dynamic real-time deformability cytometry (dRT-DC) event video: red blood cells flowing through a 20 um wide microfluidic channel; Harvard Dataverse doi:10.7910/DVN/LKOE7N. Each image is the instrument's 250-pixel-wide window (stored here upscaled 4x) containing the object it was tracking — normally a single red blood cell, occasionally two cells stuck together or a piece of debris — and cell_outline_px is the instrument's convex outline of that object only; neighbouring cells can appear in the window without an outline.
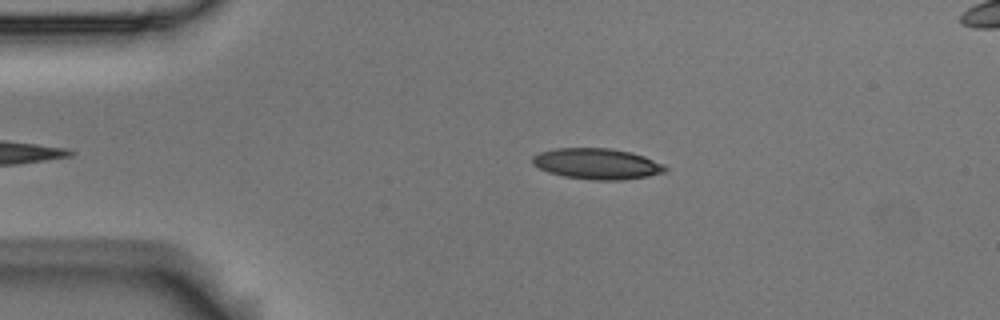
{"species": "Egyptian fruit bat (a non-hibernating species)", "species_latin": "Rousettus aegyptiacus", "temperature_condition": "room temperature", "stored_images_in_passage": 41, "camera_frame_rate_fps": 3000, "um_per_image_px": 0.085, "animal": {"sex": "male"}, "frame": {"image": 1, "passage_image": 4, "time_ms": 1.0, "image_size_px": [1000, 320], "cell_outline_px": [[668, 168], [664, 172], [648, 176], [620, 180], [596, 180], [564, 176], [548, 172], [532, 164], [532, 156], [540, 152], [556, 148], [608, 148], [632, 152], [644, 156], [664, 164]], "centroid_in_image_um": [50.75, 13.91], "position_along_channel_um": 34.3, "area_um2": 23.81}}
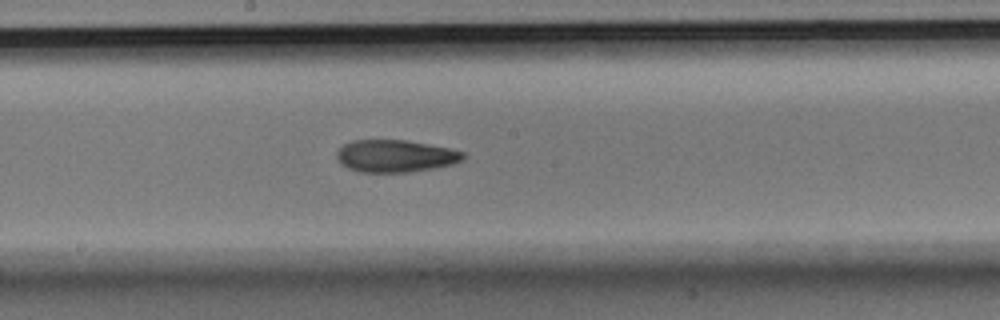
{"frame": {"image": 2, "passage_image": 22, "time_ms": 7.0, "image_size_px": [1000, 320], "cell_outline_px": [[464, 156], [460, 160], [452, 164], [432, 168], [408, 172], [360, 172], [348, 168], [340, 164], [336, 156], [336, 152], [344, 144], [352, 140], [404, 140], [448, 148], [464, 152]], "centroid_in_image_um": [33.54, 13.26], "position_along_channel_um": 214.7, "area_um2": 23.52}}
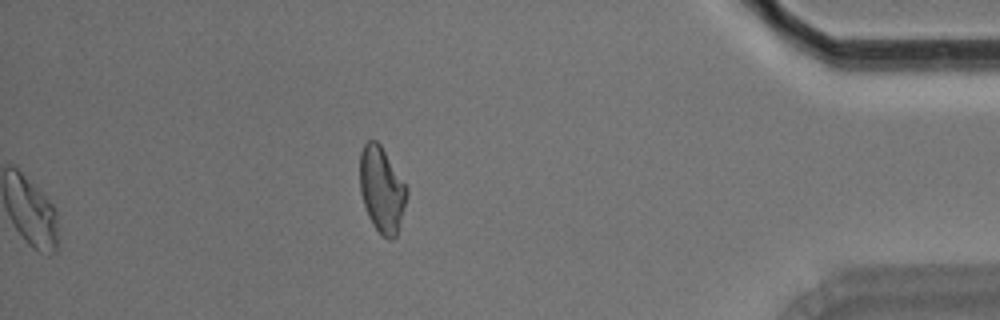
{"frame": {"image": 3, "passage_image": 41, "time_ms": 13.333, "image_size_px": [1000, 320], "cell_outline_px": [[408, 192], [396, 236], [392, 240], [388, 240], [372, 224], [368, 216], [360, 192], [360, 152], [364, 144], [368, 140], [376, 140], [380, 144], [408, 188]], "centroid_in_image_um": [32.44, 16.1], "position_along_channel_um": 402.8, "area_um2": 23.18}, "authors_computed_cell_mechanics": {"area_um2": 23.4668, "velocity_mm_per_s": 3.6384, "shape_relaxation_time_tau1_ms": 6.7261, "shape_relaxation_time_tau2_ms": 5.0236, "deformation_change_tau1": 0.1573, "deformation_change_tau2": 0.1296}}